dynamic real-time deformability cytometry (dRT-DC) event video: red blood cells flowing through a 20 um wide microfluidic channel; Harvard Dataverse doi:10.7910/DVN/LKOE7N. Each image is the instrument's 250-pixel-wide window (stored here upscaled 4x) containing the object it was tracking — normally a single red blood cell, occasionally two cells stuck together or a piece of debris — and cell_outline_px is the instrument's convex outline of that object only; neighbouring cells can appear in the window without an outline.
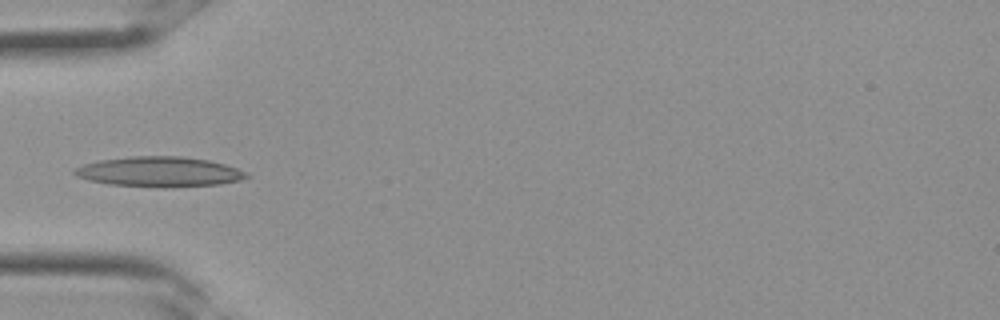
{"species": "Egyptian fruit bat (a non-hibernating species)", "species_latin": "Rousettus aegyptiacus", "temperature_condition": "room temperature", "stored_images_in_passage": 26, "camera_frame_rate_fps": 3000, "um_per_image_px": 0.085, "frame": {"image": 1, "passage_image": 6, "time_ms": 1.667, "image_size_px": [1000, 320], "cell_outline_px": [[252, 176], [240, 180], [220, 184], [164, 188], [108, 184], [88, 180], [76, 176], [72, 172], [76, 168], [84, 164], [100, 160], [132, 156], [180, 156], [208, 160], [224, 164], [236, 168]], "centroid_in_image_um": [13.53, 14.61], "position_along_channel_um": 71.5, "area_um2": 30.17}}
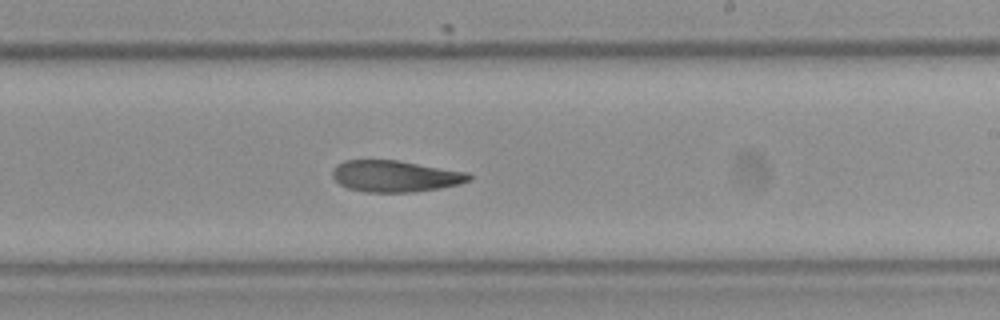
{"frame": {"image": 2, "passage_image": 15, "time_ms": 4.667, "image_size_px": [1000, 320], "cell_outline_px": [[472, 180], [460, 184], [440, 188], [412, 192], [364, 192], [348, 188], [340, 184], [332, 176], [332, 172], [336, 164], [344, 160], [400, 160], [468, 172], [472, 176]], "centroid_in_image_um": [33.62, 14.97], "position_along_channel_um": 255.4, "area_um2": 25.26}}
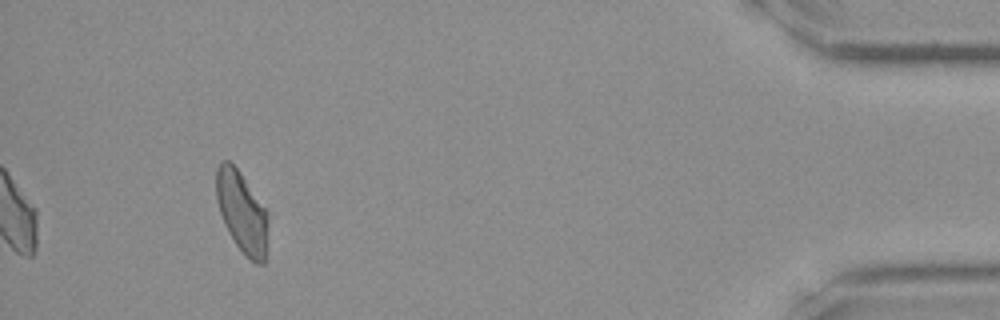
{"frame": {"image": 3, "passage_image": 26, "time_ms": 8.333, "image_size_px": [1000, 320], "cell_outline_px": [[268, 220], [264, 264], [256, 264], [244, 256], [228, 232], [224, 224], [216, 200], [216, 168], [220, 160], [228, 160], [240, 172], [268, 212]], "centroid_in_image_um": [20.55, 18.03], "position_along_channel_um": 414.7, "area_um2": 24.62}}